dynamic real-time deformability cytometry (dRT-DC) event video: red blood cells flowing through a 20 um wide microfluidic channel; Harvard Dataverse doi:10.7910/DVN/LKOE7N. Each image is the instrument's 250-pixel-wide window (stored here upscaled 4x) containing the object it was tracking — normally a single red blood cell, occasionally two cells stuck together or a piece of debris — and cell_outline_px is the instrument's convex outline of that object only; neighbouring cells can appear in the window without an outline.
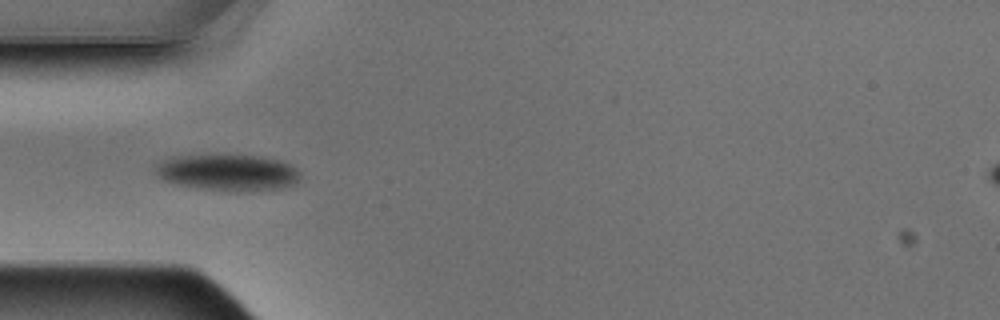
{"species": "Egyptian fruit bat (a non-hibernating species)", "species_latin": "Rousettus aegyptiacus", "temperature_condition": "warm", "stored_images_in_passage": 7, "camera_frame_rate_fps": 3000, "um_per_image_px": 0.085, "animal": {"sex": "male"}, "frame": {"image": 1, "passage_image": 4, "time_ms": 1.0, "image_size_px": [1000, 320], "cell_outline_px": [[300, 180], [296, 184], [280, 188], [240, 192], [224, 192], [176, 184], [164, 180], [156, 176], [152, 168], [152, 164], [172, 156], [228, 152], [264, 156], [280, 160], [292, 164], [300, 172]], "centroid_in_image_um": [19.33, 14.62], "position_along_channel_um": 65.7, "area_um2": 32.6}}
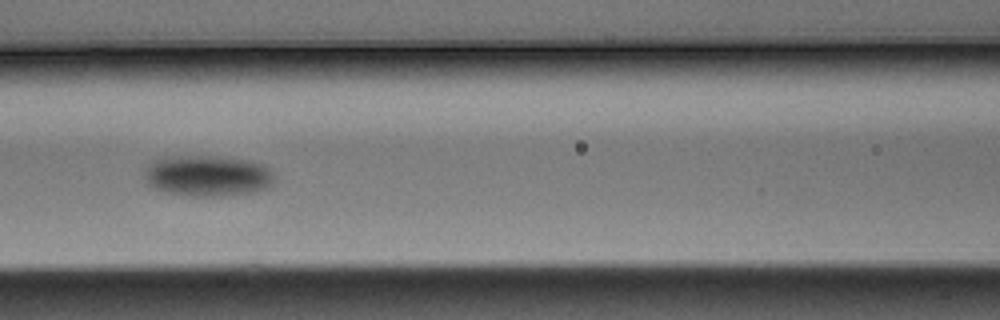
{"frame": {"image": 2, "passage_image": 6, "time_ms": 1.667, "image_size_px": [1000, 320], "cell_outline_px": [[272, 184], [268, 188], [256, 192], [236, 196], [184, 196], [164, 192], [148, 184], [144, 176], [144, 172], [148, 164], [152, 160], [168, 156], [216, 156], [252, 160], [264, 164], [272, 172]], "centroid_in_image_um": [17.65, 14.95], "position_along_channel_um": 148.9, "area_um2": 31.73}}
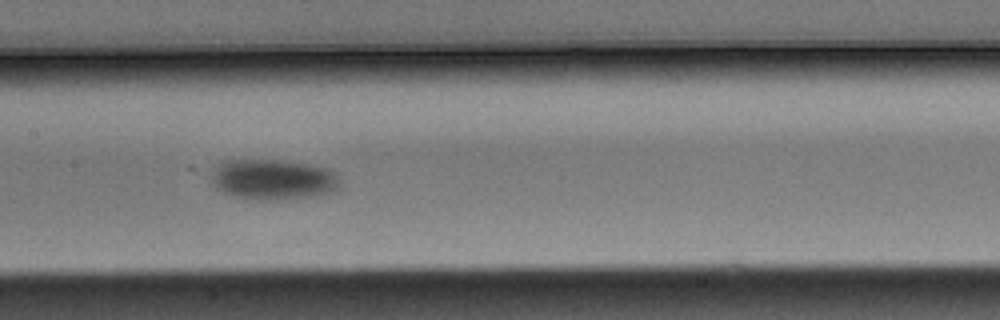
{"frame": {"image": 3, "passage_image": 7, "time_ms": 2.0, "image_size_px": [1000, 320], "cell_outline_px": [[340, 188], [336, 192], [316, 196], [276, 200], [260, 200], [236, 196], [224, 192], [216, 188], [212, 184], [212, 168], [224, 160], [280, 160], [308, 164], [328, 168], [336, 172], [340, 184]], "centroid_in_image_um": [23.25, 15.25], "position_along_channel_um": 184.1, "area_um2": 30.69}}